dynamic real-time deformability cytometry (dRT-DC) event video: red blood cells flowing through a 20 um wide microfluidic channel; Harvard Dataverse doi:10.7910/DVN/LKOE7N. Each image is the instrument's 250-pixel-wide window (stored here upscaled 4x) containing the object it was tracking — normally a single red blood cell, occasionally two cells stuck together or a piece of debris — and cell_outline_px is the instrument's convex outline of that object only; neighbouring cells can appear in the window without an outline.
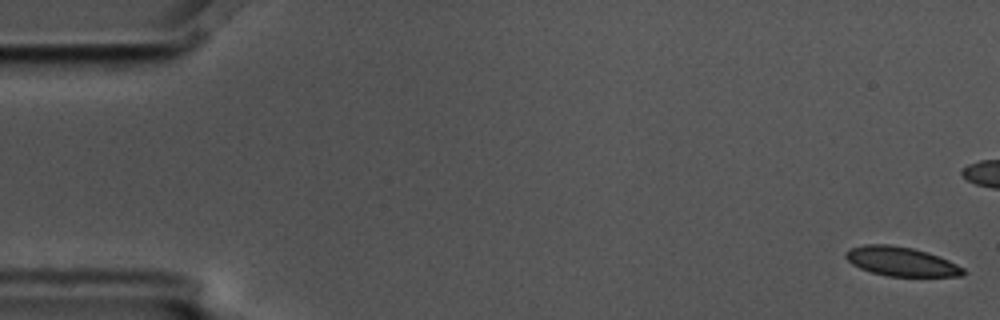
{"species": "common noctule bat (a hibernating species)", "species_latin": "Nyctalus noctula", "temperature_condition": "cold", "stored_images_in_passage": 6, "camera_frame_rate_fps": 3000, "um_per_image_px": 0.085, "animal": {"sex": "male", "body_mass_g": 17.5, "forearm_length_mm": 52.3}, "frame": {"image": 1, "passage_image": 1, "time_ms": 0.0, "image_size_px": [1000, 320], "cell_outline_px": [[968, 272], [964, 276], [888, 276], [872, 272], [860, 268], [852, 264], [844, 256], [844, 252], [848, 248], [864, 244], [888, 244], [912, 248], [928, 252], [948, 260], [964, 268]], "centroid_in_image_um": [76.59, 22.22], "position_along_channel_um": 8.4, "area_um2": 20.11}}
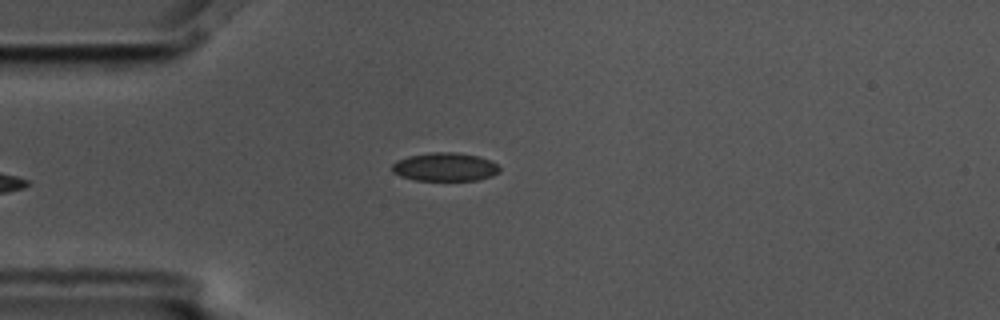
{"frame": {"image": 2, "passage_image": 6, "time_ms": 1.667, "image_size_px": [1000, 320], "cell_outline_px": [[500, 172], [492, 176], [476, 180], [412, 180], [400, 176], [392, 172], [392, 164], [396, 160], [408, 156], [432, 152], [452, 152], [476, 156], [488, 160], [496, 164], [500, 168]], "centroid_in_image_um": [37.78, 14.2], "position_along_channel_um": 47.2, "area_um2": 17.74}}